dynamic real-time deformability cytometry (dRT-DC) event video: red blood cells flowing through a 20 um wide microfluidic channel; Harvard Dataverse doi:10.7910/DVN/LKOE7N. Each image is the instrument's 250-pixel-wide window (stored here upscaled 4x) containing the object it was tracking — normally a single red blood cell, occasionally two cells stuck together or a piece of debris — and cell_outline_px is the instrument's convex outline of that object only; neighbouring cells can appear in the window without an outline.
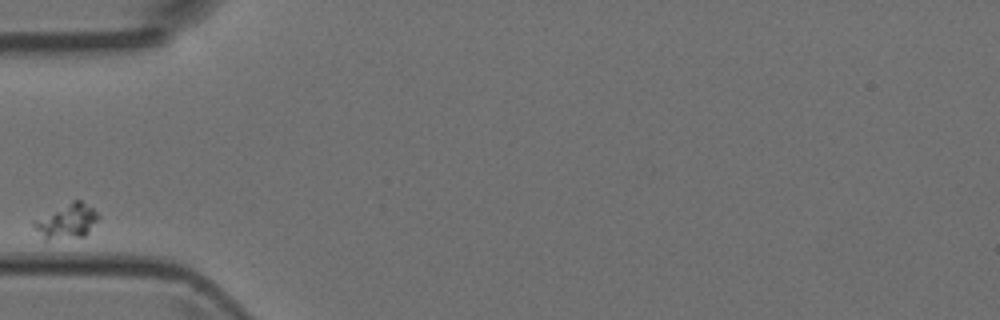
{"species": "Egyptian fruit bat (a non-hibernating species)", "species_latin": "Rousettus aegyptiacus", "temperature_condition": "room temperature", "stored_images_in_passage": 1, "camera_frame_rate_fps": 3000, "um_per_image_px": 0.085, "animal": {"sex": "female"}, "frame": {"image": 1, "passage_image": 1, "time_ms": 0.0, "image_size_px": [1000, 320], "cell_outline_px": [[100, 216], [88, 232], [84, 236], [48, 240], [44, 240], [32, 224], [32, 220], [72, 200], [80, 200], [92, 208]], "centroid_in_image_um": [5.64, 18.8], "position_along_channel_um": 79.4, "area_um2": 12.95}}